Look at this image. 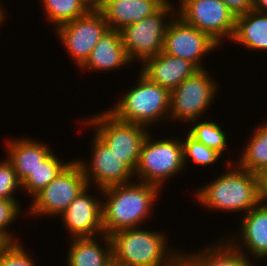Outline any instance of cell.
I'll list each match as a JSON object with an SVG mask.
<instances>
[{
	"label": "cell",
	"instance_id": "cell-1",
	"mask_svg": "<svg viewBox=\"0 0 267 266\" xmlns=\"http://www.w3.org/2000/svg\"><path fill=\"white\" fill-rule=\"evenodd\" d=\"M142 228L123 229L109 235L114 266H203L200 249L179 251L168 245L166 232Z\"/></svg>",
	"mask_w": 267,
	"mask_h": 266
},
{
	"label": "cell",
	"instance_id": "cell-2",
	"mask_svg": "<svg viewBox=\"0 0 267 266\" xmlns=\"http://www.w3.org/2000/svg\"><path fill=\"white\" fill-rule=\"evenodd\" d=\"M241 218L236 236L202 246L203 266H254V259L267 258V206L260 202Z\"/></svg>",
	"mask_w": 267,
	"mask_h": 266
},
{
	"label": "cell",
	"instance_id": "cell-3",
	"mask_svg": "<svg viewBox=\"0 0 267 266\" xmlns=\"http://www.w3.org/2000/svg\"><path fill=\"white\" fill-rule=\"evenodd\" d=\"M225 164L226 172L198 188L193 197L204 209L245 215L261 202V176L241 168L232 159Z\"/></svg>",
	"mask_w": 267,
	"mask_h": 266
},
{
	"label": "cell",
	"instance_id": "cell-4",
	"mask_svg": "<svg viewBox=\"0 0 267 266\" xmlns=\"http://www.w3.org/2000/svg\"><path fill=\"white\" fill-rule=\"evenodd\" d=\"M102 198V222L106 235L128 229L141 227L151 218L161 189L153 184L131 181L98 189ZM105 200V201H104Z\"/></svg>",
	"mask_w": 267,
	"mask_h": 266
},
{
	"label": "cell",
	"instance_id": "cell-5",
	"mask_svg": "<svg viewBox=\"0 0 267 266\" xmlns=\"http://www.w3.org/2000/svg\"><path fill=\"white\" fill-rule=\"evenodd\" d=\"M138 73L135 86L126 90L118 103L107 111L118 120L147 128L163 120L169 121L170 91Z\"/></svg>",
	"mask_w": 267,
	"mask_h": 266
},
{
	"label": "cell",
	"instance_id": "cell-6",
	"mask_svg": "<svg viewBox=\"0 0 267 266\" xmlns=\"http://www.w3.org/2000/svg\"><path fill=\"white\" fill-rule=\"evenodd\" d=\"M154 138L149 133L145 138L134 176L139 177L137 181L156 185L162 190L167 179L178 176L185 168L183 144L179 137Z\"/></svg>",
	"mask_w": 267,
	"mask_h": 266
},
{
	"label": "cell",
	"instance_id": "cell-7",
	"mask_svg": "<svg viewBox=\"0 0 267 266\" xmlns=\"http://www.w3.org/2000/svg\"><path fill=\"white\" fill-rule=\"evenodd\" d=\"M86 121V122H85ZM90 128H93L94 134L106 144L121 161H123L133 172L136 170L142 144L147 137V127L127 123L116 119L106 109L105 111L88 117L87 120H81ZM93 126V127H92Z\"/></svg>",
	"mask_w": 267,
	"mask_h": 266
},
{
	"label": "cell",
	"instance_id": "cell-8",
	"mask_svg": "<svg viewBox=\"0 0 267 266\" xmlns=\"http://www.w3.org/2000/svg\"><path fill=\"white\" fill-rule=\"evenodd\" d=\"M208 71L207 68L200 69L170 92V123L178 120L189 124L202 118L207 109H210L220 85Z\"/></svg>",
	"mask_w": 267,
	"mask_h": 266
},
{
	"label": "cell",
	"instance_id": "cell-9",
	"mask_svg": "<svg viewBox=\"0 0 267 266\" xmlns=\"http://www.w3.org/2000/svg\"><path fill=\"white\" fill-rule=\"evenodd\" d=\"M176 11V7L165 3L153 15L120 30L122 44L132 63L140 61L141 64L163 50L165 32Z\"/></svg>",
	"mask_w": 267,
	"mask_h": 266
},
{
	"label": "cell",
	"instance_id": "cell-10",
	"mask_svg": "<svg viewBox=\"0 0 267 266\" xmlns=\"http://www.w3.org/2000/svg\"><path fill=\"white\" fill-rule=\"evenodd\" d=\"M87 187L82 167L77 159L71 160L54 180L31 199L27 212L30 217L35 215L34 218L58 217Z\"/></svg>",
	"mask_w": 267,
	"mask_h": 266
},
{
	"label": "cell",
	"instance_id": "cell-11",
	"mask_svg": "<svg viewBox=\"0 0 267 266\" xmlns=\"http://www.w3.org/2000/svg\"><path fill=\"white\" fill-rule=\"evenodd\" d=\"M176 8V15L186 24L209 34L222 45L232 40L236 16L221 0H185Z\"/></svg>",
	"mask_w": 267,
	"mask_h": 266
},
{
	"label": "cell",
	"instance_id": "cell-12",
	"mask_svg": "<svg viewBox=\"0 0 267 266\" xmlns=\"http://www.w3.org/2000/svg\"><path fill=\"white\" fill-rule=\"evenodd\" d=\"M108 30L101 11H88L84 16L58 26L55 31L75 66L80 68Z\"/></svg>",
	"mask_w": 267,
	"mask_h": 266
},
{
	"label": "cell",
	"instance_id": "cell-13",
	"mask_svg": "<svg viewBox=\"0 0 267 266\" xmlns=\"http://www.w3.org/2000/svg\"><path fill=\"white\" fill-rule=\"evenodd\" d=\"M220 46L209 34L175 15L167 26L162 52L191 61L200 70L205 69L204 56Z\"/></svg>",
	"mask_w": 267,
	"mask_h": 266
},
{
	"label": "cell",
	"instance_id": "cell-14",
	"mask_svg": "<svg viewBox=\"0 0 267 266\" xmlns=\"http://www.w3.org/2000/svg\"><path fill=\"white\" fill-rule=\"evenodd\" d=\"M93 135L89 164L81 158L77 160L88 186L94 184V188L104 189L135 180L134 172L95 134Z\"/></svg>",
	"mask_w": 267,
	"mask_h": 266
},
{
	"label": "cell",
	"instance_id": "cell-15",
	"mask_svg": "<svg viewBox=\"0 0 267 266\" xmlns=\"http://www.w3.org/2000/svg\"><path fill=\"white\" fill-rule=\"evenodd\" d=\"M90 186L84 189L58 217L68 231L69 239L95 237L104 234L102 222V198L89 194ZM97 235V236H96Z\"/></svg>",
	"mask_w": 267,
	"mask_h": 266
},
{
	"label": "cell",
	"instance_id": "cell-16",
	"mask_svg": "<svg viewBox=\"0 0 267 266\" xmlns=\"http://www.w3.org/2000/svg\"><path fill=\"white\" fill-rule=\"evenodd\" d=\"M140 72L150 81L168 89L170 92L184 79L193 76L199 69L188 60L160 52L145 60Z\"/></svg>",
	"mask_w": 267,
	"mask_h": 266
},
{
	"label": "cell",
	"instance_id": "cell-17",
	"mask_svg": "<svg viewBox=\"0 0 267 266\" xmlns=\"http://www.w3.org/2000/svg\"><path fill=\"white\" fill-rule=\"evenodd\" d=\"M125 47L122 44L120 31L109 29L101 37L90 53L86 62L78 69L82 71H114L131 65Z\"/></svg>",
	"mask_w": 267,
	"mask_h": 266
},
{
	"label": "cell",
	"instance_id": "cell-18",
	"mask_svg": "<svg viewBox=\"0 0 267 266\" xmlns=\"http://www.w3.org/2000/svg\"><path fill=\"white\" fill-rule=\"evenodd\" d=\"M164 4V0H105L101 12L109 29L120 31L128 25L153 15Z\"/></svg>",
	"mask_w": 267,
	"mask_h": 266
},
{
	"label": "cell",
	"instance_id": "cell-19",
	"mask_svg": "<svg viewBox=\"0 0 267 266\" xmlns=\"http://www.w3.org/2000/svg\"><path fill=\"white\" fill-rule=\"evenodd\" d=\"M32 139V137H21L6 140V157L11 161L21 182L53 152L49 145L42 141L39 142L35 138Z\"/></svg>",
	"mask_w": 267,
	"mask_h": 266
},
{
	"label": "cell",
	"instance_id": "cell-20",
	"mask_svg": "<svg viewBox=\"0 0 267 266\" xmlns=\"http://www.w3.org/2000/svg\"><path fill=\"white\" fill-rule=\"evenodd\" d=\"M98 237L101 239L99 242L94 237L70 239L67 266H113L110 236L101 234Z\"/></svg>",
	"mask_w": 267,
	"mask_h": 266
},
{
	"label": "cell",
	"instance_id": "cell-21",
	"mask_svg": "<svg viewBox=\"0 0 267 266\" xmlns=\"http://www.w3.org/2000/svg\"><path fill=\"white\" fill-rule=\"evenodd\" d=\"M232 41L250 51H267V14L253 9L237 16Z\"/></svg>",
	"mask_w": 267,
	"mask_h": 266
},
{
	"label": "cell",
	"instance_id": "cell-22",
	"mask_svg": "<svg viewBox=\"0 0 267 266\" xmlns=\"http://www.w3.org/2000/svg\"><path fill=\"white\" fill-rule=\"evenodd\" d=\"M251 133L236 163L241 168L262 176L267 172V122L256 126Z\"/></svg>",
	"mask_w": 267,
	"mask_h": 266
},
{
	"label": "cell",
	"instance_id": "cell-23",
	"mask_svg": "<svg viewBox=\"0 0 267 266\" xmlns=\"http://www.w3.org/2000/svg\"><path fill=\"white\" fill-rule=\"evenodd\" d=\"M60 156L53 151L40 165L31 172L22 182V191L32 198L54 180L60 172L71 162H64Z\"/></svg>",
	"mask_w": 267,
	"mask_h": 266
},
{
	"label": "cell",
	"instance_id": "cell-24",
	"mask_svg": "<svg viewBox=\"0 0 267 266\" xmlns=\"http://www.w3.org/2000/svg\"><path fill=\"white\" fill-rule=\"evenodd\" d=\"M202 119H198L195 121L190 122L188 125H192L188 127V134L194 138L195 140L199 141L200 143L204 144L205 146L219 152L221 155L228 150L227 145V135L222 126L218 123L211 121H201Z\"/></svg>",
	"mask_w": 267,
	"mask_h": 266
},
{
	"label": "cell",
	"instance_id": "cell-25",
	"mask_svg": "<svg viewBox=\"0 0 267 266\" xmlns=\"http://www.w3.org/2000/svg\"><path fill=\"white\" fill-rule=\"evenodd\" d=\"M43 14L55 29L69 21L84 16L88 10L79 0H41Z\"/></svg>",
	"mask_w": 267,
	"mask_h": 266
},
{
	"label": "cell",
	"instance_id": "cell-26",
	"mask_svg": "<svg viewBox=\"0 0 267 266\" xmlns=\"http://www.w3.org/2000/svg\"><path fill=\"white\" fill-rule=\"evenodd\" d=\"M182 144L185 168H187L186 166L189 164V161L192 164L195 163L197 166H213L223 156L219 152L195 140L188 133L182 139Z\"/></svg>",
	"mask_w": 267,
	"mask_h": 266
},
{
	"label": "cell",
	"instance_id": "cell-27",
	"mask_svg": "<svg viewBox=\"0 0 267 266\" xmlns=\"http://www.w3.org/2000/svg\"><path fill=\"white\" fill-rule=\"evenodd\" d=\"M18 200L0 199V233L11 243H19L15 235L10 232V225L17 221L21 215V205ZM20 214V215H19Z\"/></svg>",
	"mask_w": 267,
	"mask_h": 266
},
{
	"label": "cell",
	"instance_id": "cell-28",
	"mask_svg": "<svg viewBox=\"0 0 267 266\" xmlns=\"http://www.w3.org/2000/svg\"><path fill=\"white\" fill-rule=\"evenodd\" d=\"M22 189V182L16 175L11 161L6 158L0 162V199L17 200V189Z\"/></svg>",
	"mask_w": 267,
	"mask_h": 266
},
{
	"label": "cell",
	"instance_id": "cell-29",
	"mask_svg": "<svg viewBox=\"0 0 267 266\" xmlns=\"http://www.w3.org/2000/svg\"><path fill=\"white\" fill-rule=\"evenodd\" d=\"M0 266H36L22 243L10 244L0 254Z\"/></svg>",
	"mask_w": 267,
	"mask_h": 266
},
{
	"label": "cell",
	"instance_id": "cell-30",
	"mask_svg": "<svg viewBox=\"0 0 267 266\" xmlns=\"http://www.w3.org/2000/svg\"><path fill=\"white\" fill-rule=\"evenodd\" d=\"M237 17L255 9V0H221Z\"/></svg>",
	"mask_w": 267,
	"mask_h": 266
},
{
	"label": "cell",
	"instance_id": "cell-31",
	"mask_svg": "<svg viewBox=\"0 0 267 266\" xmlns=\"http://www.w3.org/2000/svg\"><path fill=\"white\" fill-rule=\"evenodd\" d=\"M88 11H101L105 0H79Z\"/></svg>",
	"mask_w": 267,
	"mask_h": 266
},
{
	"label": "cell",
	"instance_id": "cell-32",
	"mask_svg": "<svg viewBox=\"0 0 267 266\" xmlns=\"http://www.w3.org/2000/svg\"><path fill=\"white\" fill-rule=\"evenodd\" d=\"M261 202L267 206V172L261 176Z\"/></svg>",
	"mask_w": 267,
	"mask_h": 266
},
{
	"label": "cell",
	"instance_id": "cell-33",
	"mask_svg": "<svg viewBox=\"0 0 267 266\" xmlns=\"http://www.w3.org/2000/svg\"><path fill=\"white\" fill-rule=\"evenodd\" d=\"M255 9L267 14V0H255Z\"/></svg>",
	"mask_w": 267,
	"mask_h": 266
},
{
	"label": "cell",
	"instance_id": "cell-34",
	"mask_svg": "<svg viewBox=\"0 0 267 266\" xmlns=\"http://www.w3.org/2000/svg\"><path fill=\"white\" fill-rule=\"evenodd\" d=\"M11 243L0 233V254L10 245Z\"/></svg>",
	"mask_w": 267,
	"mask_h": 266
},
{
	"label": "cell",
	"instance_id": "cell-35",
	"mask_svg": "<svg viewBox=\"0 0 267 266\" xmlns=\"http://www.w3.org/2000/svg\"><path fill=\"white\" fill-rule=\"evenodd\" d=\"M5 14H7L6 12H5V9L3 8V4H1V2H0V26L1 25H3L2 23L3 22H5L4 20H5Z\"/></svg>",
	"mask_w": 267,
	"mask_h": 266
},
{
	"label": "cell",
	"instance_id": "cell-36",
	"mask_svg": "<svg viewBox=\"0 0 267 266\" xmlns=\"http://www.w3.org/2000/svg\"><path fill=\"white\" fill-rule=\"evenodd\" d=\"M129 1H130V0H129ZM131 1H138V0H131ZM164 2L167 3V4H169V5H172V6H174V7H178V6H176L177 4H175V2L173 3V1L170 2L169 0H164Z\"/></svg>",
	"mask_w": 267,
	"mask_h": 266
},
{
	"label": "cell",
	"instance_id": "cell-37",
	"mask_svg": "<svg viewBox=\"0 0 267 266\" xmlns=\"http://www.w3.org/2000/svg\"><path fill=\"white\" fill-rule=\"evenodd\" d=\"M184 1H185V0H179V1H178V3H179L178 6H179L181 3H183Z\"/></svg>",
	"mask_w": 267,
	"mask_h": 266
}]
</instances>
